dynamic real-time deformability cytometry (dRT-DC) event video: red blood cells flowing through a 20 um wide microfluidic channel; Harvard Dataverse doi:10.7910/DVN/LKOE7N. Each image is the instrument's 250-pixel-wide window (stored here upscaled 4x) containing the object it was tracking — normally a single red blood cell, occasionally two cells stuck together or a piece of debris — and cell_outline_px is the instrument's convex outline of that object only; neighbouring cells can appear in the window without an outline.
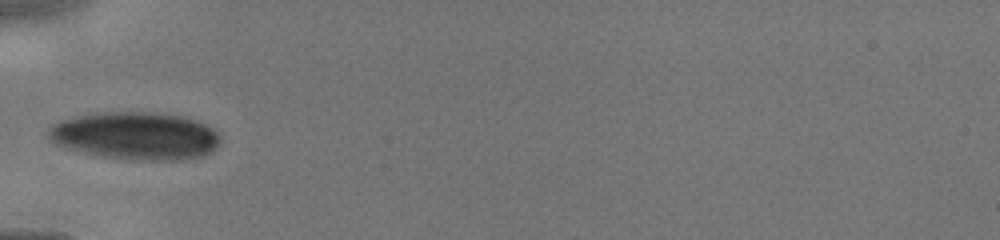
{"species": "human", "species_latin": "Homo sapiens", "temperature_condition": "cold", "stored_images_in_passage": 5, "camera_frame_rate_fps": 3000, "um_per_image_px": 0.085, "donor": {"sex": "male"}, "frame": {"image": 1, "passage_image": 1, "time_ms": 0.0, "image_size_px": [1000, 240], "cell_outline_px": [[220, 140], [208, 152], [200, 156], [184, 160], [140, 160], [96, 156], [56, 144], [48, 136], [48, 132], [52, 124], [60, 120], [72, 116], [100, 112], [148, 112], [184, 116], [200, 120], [212, 128], [220, 136]], "centroid_in_image_um": [11.5, 11.53], "position_along_channel_um": 73.5, "area_um2": 47.8}}
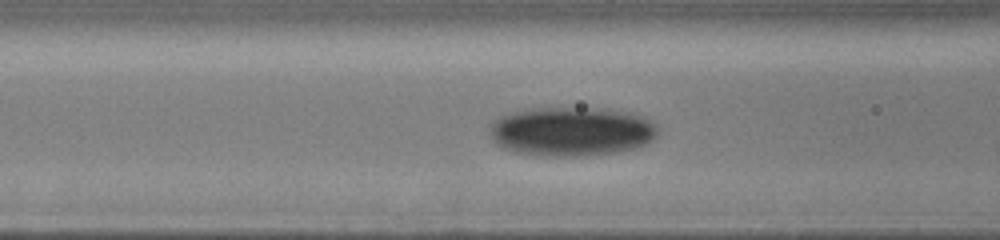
{"frame": {"image": 2, "passage_image": 4, "time_ms": 1.0, "image_size_px": [1000, 240], "cell_outline_px": [[660, 132], [648, 144], [636, 148], [620, 152], [580, 156], [540, 156], [516, 152], [504, 148], [496, 144], [492, 140], [488, 132], [492, 124], [500, 116], [512, 112], [532, 108], [600, 108], [636, 112], [660, 124]], "centroid_in_image_um": [48.67, 11.17], "position_along_channel_um": 117.9, "area_um2": 49.19}}